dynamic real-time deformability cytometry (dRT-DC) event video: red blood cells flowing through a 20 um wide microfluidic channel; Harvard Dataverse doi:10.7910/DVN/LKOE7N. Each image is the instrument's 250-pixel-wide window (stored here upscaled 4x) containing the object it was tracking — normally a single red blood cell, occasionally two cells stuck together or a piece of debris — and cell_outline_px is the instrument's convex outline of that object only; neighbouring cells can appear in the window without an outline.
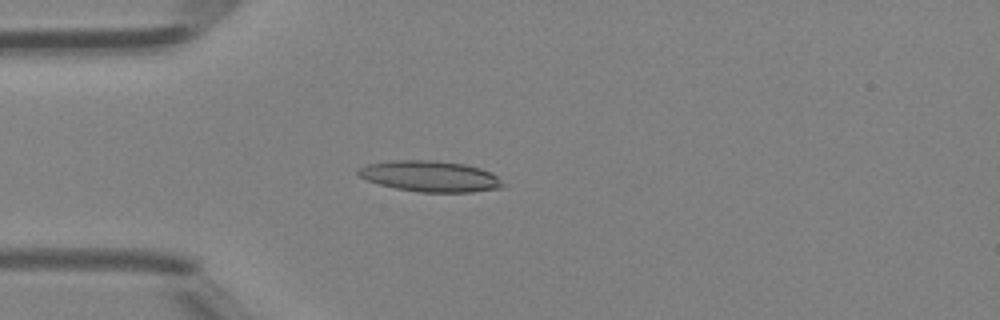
{"species": "Egyptian fruit bat (a non-hibernating species)", "species_latin": "Rousettus aegyptiacus", "temperature_condition": "room temperature", "stored_images_in_passage": 46, "camera_frame_rate_fps": 3000, "um_per_image_px": 0.085, "animal": {"sex": "female"}, "frame": {"image": 1, "passage_image": 12, "time_ms": 3.667, "image_size_px": [1000, 320], "cell_outline_px": [[508, 184], [504, 188], [472, 192], [420, 192], [396, 188], [380, 184], [368, 180], [360, 176], [356, 172], [356, 168], [368, 164], [392, 160], [432, 160], [464, 164], [480, 168], [496, 176]], "centroid_in_image_um": [36.59, 14.99], "position_along_channel_um": 48.4, "area_um2": 26.13}}
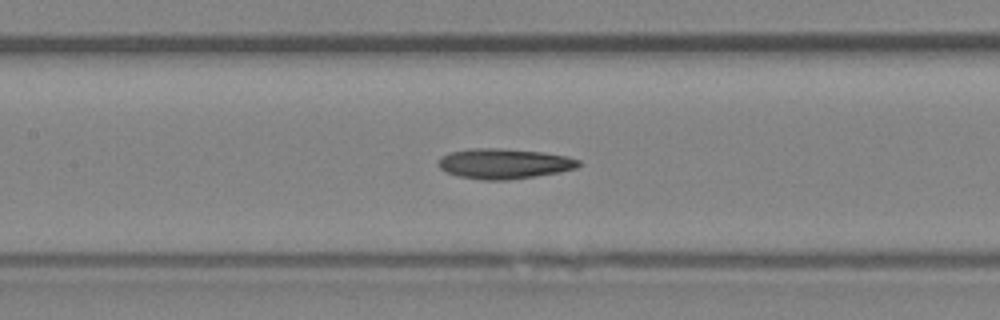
{"frame": {"image": 2, "passage_image": 21, "time_ms": 6.667, "image_size_px": [1000, 320], "cell_outline_px": [[580, 164], [576, 168], [560, 172], [536, 176], [508, 180], [480, 180], [460, 176], [444, 172], [440, 168], [440, 156], [452, 152], [472, 148], [496, 148], [540, 152], [564, 156], [580, 160]], "centroid_in_image_um": [42.83, 13.92], "position_along_channel_um": 164.6, "area_um2": 24.45}}
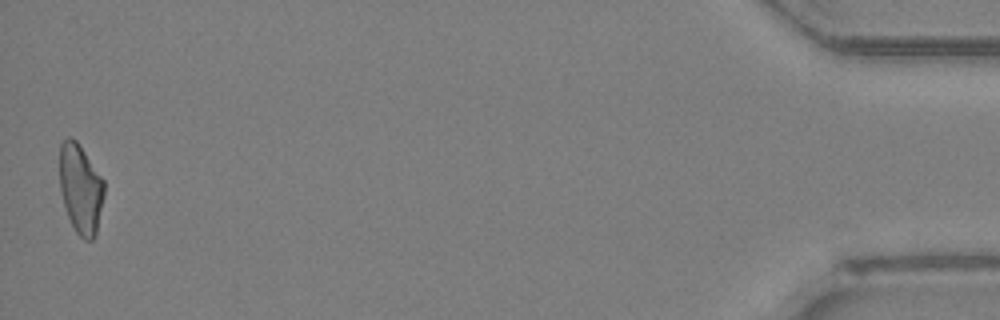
{"frame": {"image": 3, "passage_image": 46, "time_ms": 15.0, "image_size_px": [1000, 320], "cell_outline_px": [[104, 196], [96, 236], [92, 240], [84, 240], [76, 232], [68, 216], [60, 192], [60, 144], [68, 136], [72, 136], [76, 140], [104, 180]], "centroid_in_image_um": [6.86, 16.05], "position_along_channel_um": 428.3, "area_um2": 23.24}, "authors_computed_cell_mechanics": {"area_um2": 24.1893, "velocity_mm_per_s": 4.3376, "shape_relaxation_time_tau1_ms": null, "shape_relaxation_time_tau2_ms": 6.3541, "deformation_change_tau1": null, "deformation_change_tau2": 0.1857}}